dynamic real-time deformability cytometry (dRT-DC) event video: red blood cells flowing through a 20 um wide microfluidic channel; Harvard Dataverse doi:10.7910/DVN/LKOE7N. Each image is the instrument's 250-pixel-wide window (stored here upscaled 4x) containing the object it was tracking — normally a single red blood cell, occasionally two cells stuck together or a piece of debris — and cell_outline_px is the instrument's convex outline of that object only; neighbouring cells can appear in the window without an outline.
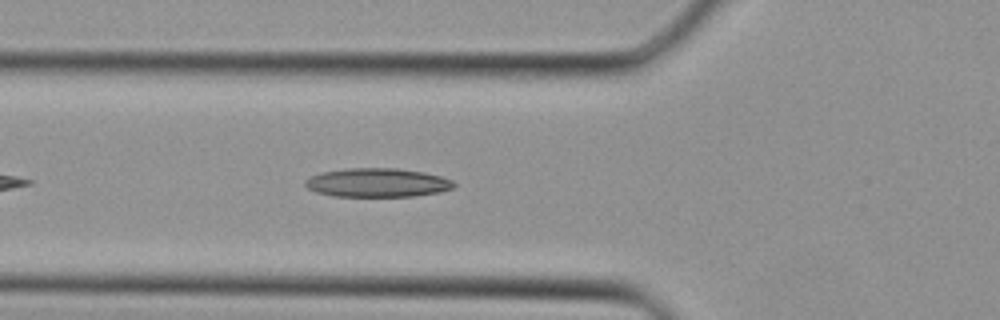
{"species": "Egyptian fruit bat (a non-hibernating species)", "species_latin": "Rousettus aegyptiacus", "temperature_condition": "cold", "stored_images_in_passage": 18, "camera_frame_rate_fps": 3000, "um_per_image_px": 0.085, "animal": {"sex": "female"}, "frame": {"image": 1, "passage_image": 4, "time_ms": 1.0, "image_size_px": [1000, 320], "cell_outline_px": [[456, 184], [452, 188], [440, 192], [416, 196], [332, 196], [316, 192], [308, 188], [304, 184], [304, 180], [320, 172], [348, 168], [396, 168], [424, 172], [440, 176], [452, 180]], "centroid_in_image_um": [32.07, 15.52], "position_along_channel_um": 93.7, "area_um2": 25.03}}
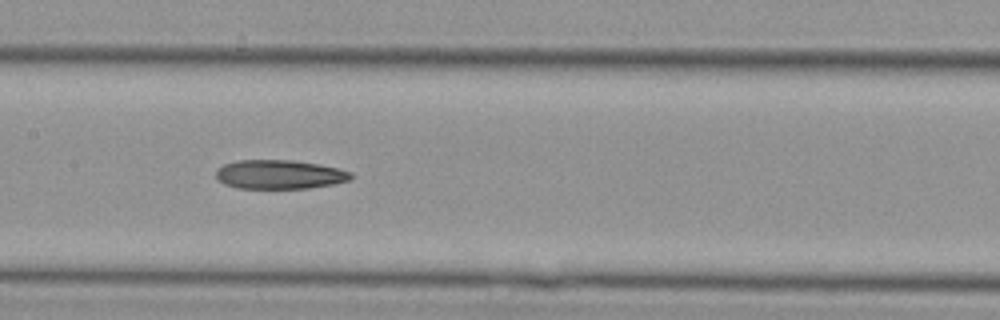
{"frame": {"image": 2, "passage_image": 9, "time_ms": 2.667, "image_size_px": [1000, 320], "cell_outline_px": [[352, 176], [348, 180], [332, 184], [308, 188], [236, 188], [224, 184], [216, 176], [216, 172], [224, 164], [240, 160], [292, 160], [320, 164], [352, 172]], "centroid_in_image_um": [23.76, 14.82], "position_along_channel_um": 183.6, "area_um2": 22.6}}
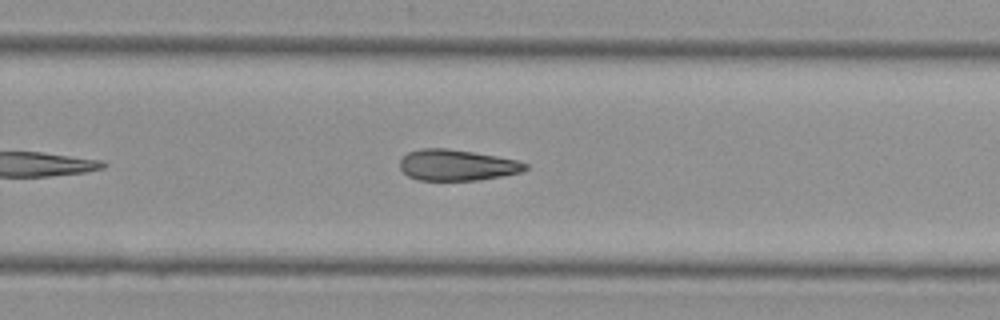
{"frame": {"image": 3, "passage_image": 15, "time_ms": 4.667, "image_size_px": [1000, 320], "cell_outline_px": [[528, 168], [520, 172], [500, 176], [476, 180], [420, 180], [408, 176], [400, 168], [400, 160], [408, 152], [420, 148], [448, 148], [496, 156], [516, 160], [528, 164]], "centroid_in_image_um": [38.81, 14.03], "position_along_channel_um": 291.0, "area_um2": 22.48}}